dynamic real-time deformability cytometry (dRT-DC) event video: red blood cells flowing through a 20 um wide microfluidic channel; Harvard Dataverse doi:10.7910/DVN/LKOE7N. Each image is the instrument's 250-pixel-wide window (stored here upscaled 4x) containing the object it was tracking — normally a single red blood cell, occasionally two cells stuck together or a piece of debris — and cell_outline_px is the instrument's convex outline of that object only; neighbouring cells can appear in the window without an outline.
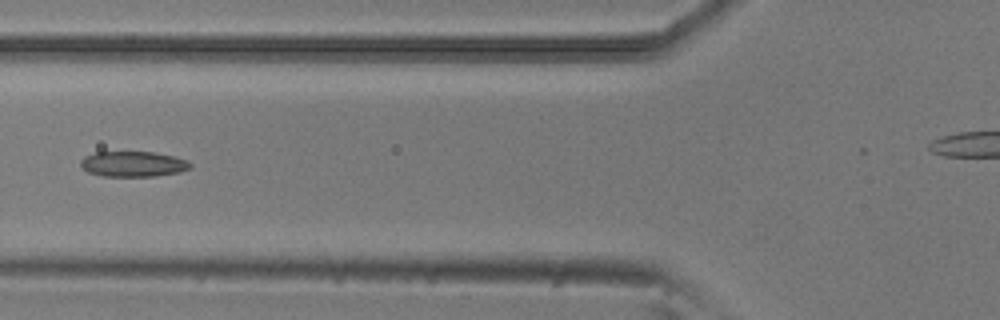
{"species": "common noctule bat (a hibernating species)", "species_latin": "Nyctalus noctula", "temperature_condition": "room temperature", "stored_images_in_passage": 6, "camera_frame_rate_fps": 3000, "um_per_image_px": 0.085, "animal": {"sex": "male", "body_mass_g": 20.5, "forearm_length_mm": 52.5}, "frame": {"image": 1, "passage_image": 5, "time_ms": 1.333, "image_size_px": [1000, 320], "cell_outline_px": [[192, 168], [180, 172], [156, 176], [104, 176], [88, 172], [80, 164], [80, 160], [84, 156], [96, 152], [152, 152], [172, 156], [184, 160], [192, 164]], "centroid_in_image_um": [11.31, 13.94], "position_along_channel_um": 114.5, "area_um2": 16.13}}
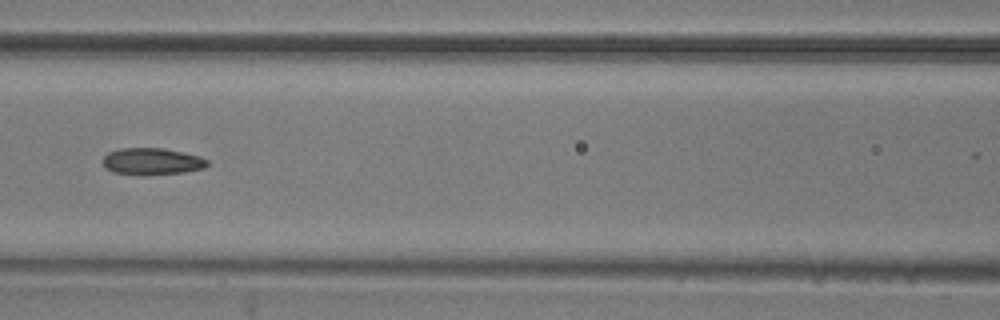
{"frame": {"image": 2, "passage_image": 6, "time_ms": 1.667, "image_size_px": [1000, 320], "cell_outline_px": [[208, 164], [204, 168], [184, 172], [144, 176], [140, 176], [112, 172], [104, 164], [104, 156], [108, 152], [120, 148], [164, 148], [200, 156], [208, 160]], "centroid_in_image_um": [12.92, 13.73], "position_along_channel_um": 153.7, "area_um2": 16.47}}